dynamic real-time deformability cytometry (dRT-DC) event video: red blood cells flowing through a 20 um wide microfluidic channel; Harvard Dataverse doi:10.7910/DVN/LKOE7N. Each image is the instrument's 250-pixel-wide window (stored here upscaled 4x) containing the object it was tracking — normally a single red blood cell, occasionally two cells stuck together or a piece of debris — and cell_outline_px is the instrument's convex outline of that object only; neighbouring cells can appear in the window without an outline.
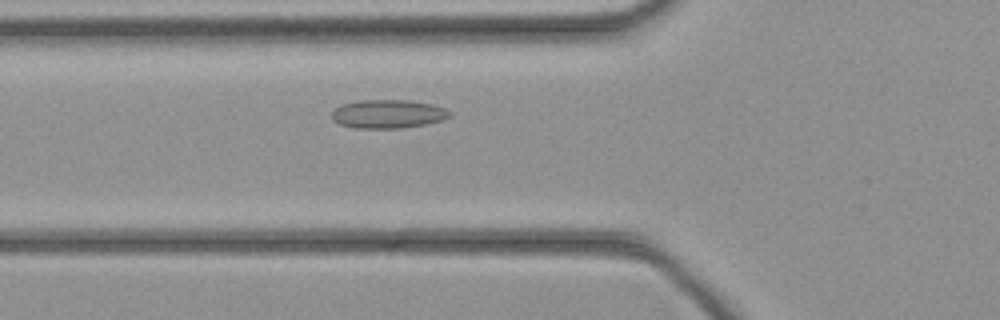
{"species": "common noctule bat (a hibernating species)", "species_latin": "Nyctalus noctula", "temperature_condition": "cold", "stored_images_in_passage": 36, "camera_frame_rate_fps": 3000, "um_per_image_px": 0.085, "animal": {"sex": "female", "body_mass_g": 21.9}, "frame": {"image": 1, "passage_image": 7, "time_ms": 2.0, "image_size_px": [1000, 320], "cell_outline_px": [[452, 116], [444, 120], [424, 124], [400, 128], [356, 128], [340, 124], [332, 120], [332, 112], [340, 104], [360, 100], [408, 100], [432, 104], [444, 108], [452, 112]], "centroid_in_image_um": [32.99, 9.68], "position_along_channel_um": 92.8, "area_um2": 19.71}}
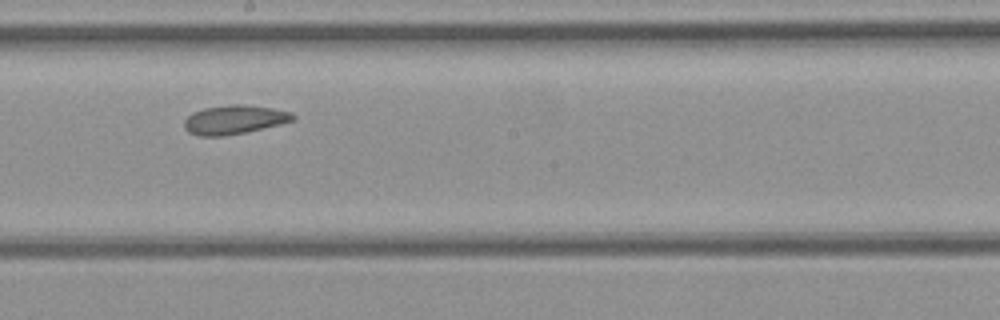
{"frame": {"image": 2, "passage_image": 16, "time_ms": 5.0, "image_size_px": [1000, 320], "cell_outline_px": [[296, 120], [280, 124], [244, 132], [224, 136], [200, 136], [188, 132], [184, 128], [184, 120], [192, 112], [204, 108], [232, 104], [240, 104], [272, 108], [292, 112], [296, 116]], "centroid_in_image_um": [19.91, 10.17], "position_along_channel_um": 228.3, "area_um2": 18.32}}
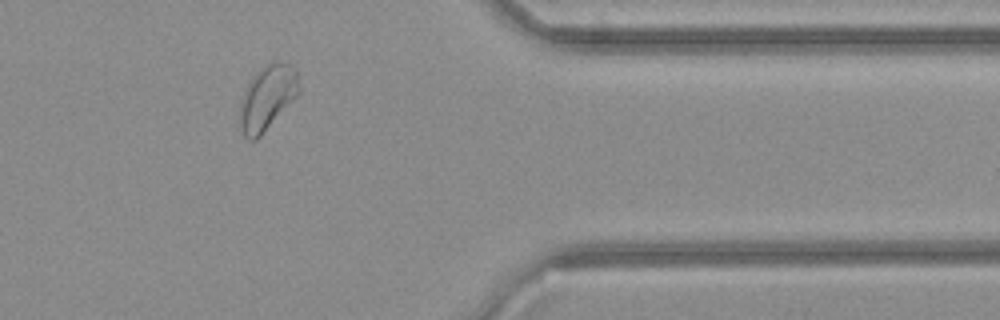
{"frame": {"image": 3, "passage_image": 28, "time_ms": 9.0, "image_size_px": [1000, 320], "cell_outline_px": [[300, 92], [260, 136], [256, 140], [248, 140], [244, 136], [240, 124], [240, 100], [252, 76], [268, 60], [280, 60], [288, 64], [296, 72], [300, 88]], "centroid_in_image_um": [22.71, 8.26], "position_along_channel_um": 388.7, "area_um2": 22.25}}